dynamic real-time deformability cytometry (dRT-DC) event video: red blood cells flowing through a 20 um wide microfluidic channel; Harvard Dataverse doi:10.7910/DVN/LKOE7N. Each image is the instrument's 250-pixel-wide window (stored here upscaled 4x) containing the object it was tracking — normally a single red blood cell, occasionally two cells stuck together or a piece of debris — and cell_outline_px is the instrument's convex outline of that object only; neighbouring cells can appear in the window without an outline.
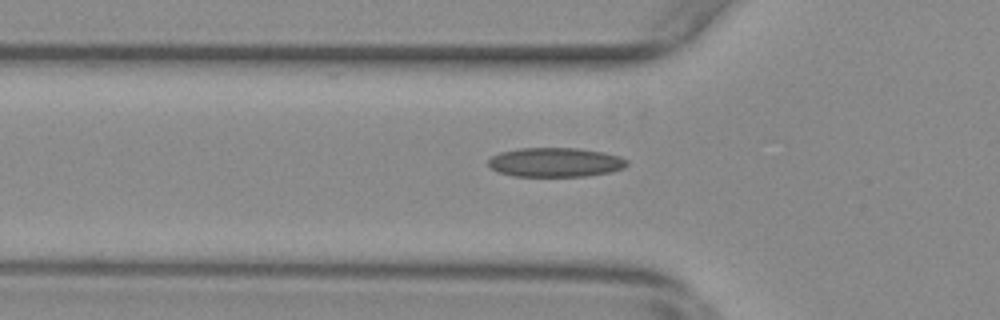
{"species": "common noctule bat (a hibernating species)", "species_latin": "Nyctalus noctula", "temperature_condition": "warm", "stored_images_in_passage": 32, "camera_frame_rate_fps": 3000, "um_per_image_px": 0.085, "animal": {"sex": "female", "body_mass_g": 29.2, "forearm_length_mm": 56.3}, "frame": {"image": 1, "passage_image": 8, "time_ms": 2.333, "image_size_px": [1000, 320], "cell_outline_px": [[628, 164], [624, 168], [608, 172], [584, 176], [512, 176], [500, 172], [492, 168], [488, 164], [488, 160], [492, 156], [500, 152], [520, 148], [580, 148], [604, 152], [620, 156], [628, 160]], "centroid_in_image_um": [47.22, 13.78], "position_along_channel_um": 78.6, "area_um2": 23.64}}
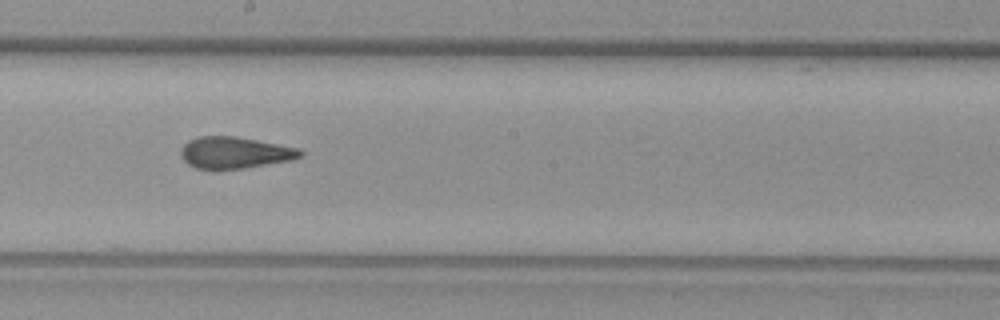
{"frame": {"image": 2, "passage_image": 20, "time_ms": 6.333, "image_size_px": [1000, 320], "cell_outline_px": [[304, 156], [292, 160], [244, 168], [216, 172], [212, 172], [196, 168], [188, 164], [180, 156], [180, 148], [188, 140], [200, 136], [236, 136], [300, 148], [304, 152]], "centroid_in_image_um": [19.93, 13.01], "position_along_channel_um": 228.3, "area_um2": 22.77}}
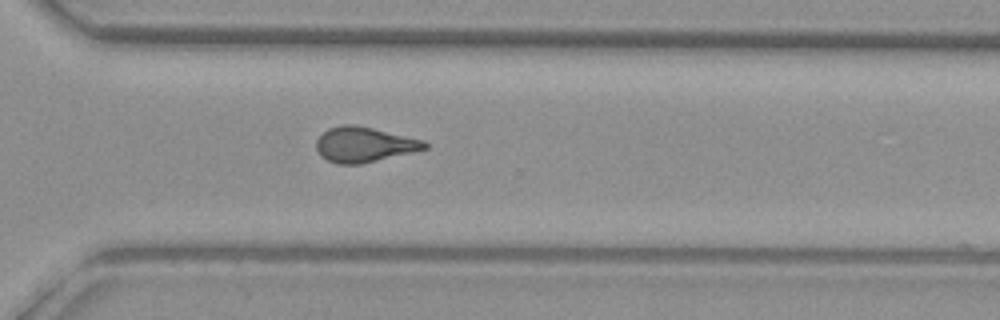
{"frame": {"image": 3, "passage_image": 29, "time_ms": 9.333, "image_size_px": [1000, 320], "cell_outline_px": [[428, 148], [412, 152], [360, 164], [336, 164], [320, 156], [316, 148], [316, 140], [328, 128], [344, 124], [356, 124], [424, 140], [428, 144]], "centroid_in_image_um": [30.93, 12.28], "position_along_channel_um": 339.7, "area_um2": 22.14}, "authors_computed_cell_mechanics": {"area_um2": 22.4842, "velocity_mm_per_s": 3.7145, "shape_relaxation_time_tau1_ms": null, "shape_relaxation_time_tau2_ms": 1.8764, "deformation_change_tau1": null, "deformation_change_tau2": 0.1021}}